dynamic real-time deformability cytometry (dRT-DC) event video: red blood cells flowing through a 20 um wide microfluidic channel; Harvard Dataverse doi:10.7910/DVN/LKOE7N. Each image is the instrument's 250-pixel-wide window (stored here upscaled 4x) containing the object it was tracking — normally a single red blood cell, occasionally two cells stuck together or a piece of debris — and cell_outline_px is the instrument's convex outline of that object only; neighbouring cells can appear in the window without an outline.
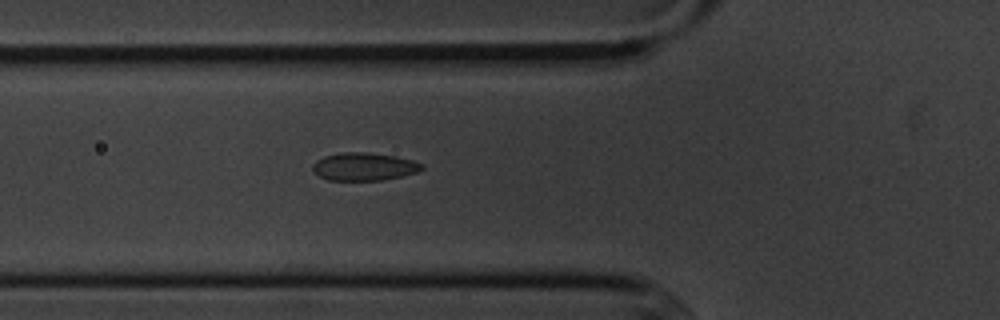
{"species": "common noctule bat (a hibernating species)", "species_latin": "Nyctalus noctula", "temperature_condition": "cold", "stored_images_in_passage": 3, "camera_frame_rate_fps": 3000, "um_per_image_px": 0.085, "animal": {"sex": "male", "body_mass_g": 20.1, "forearm_length_mm": 53.5}, "frame": {"image": 1, "passage_image": 3, "time_ms": 2.333, "image_size_px": [1000, 320], "cell_outline_px": [[424, 168], [416, 172], [400, 176], [380, 180], [328, 180], [312, 172], [312, 164], [316, 160], [324, 156], [340, 152], [368, 152], [396, 156], [412, 160], [424, 164]], "centroid_in_image_um": [30.91, 14.15], "position_along_channel_um": 94.9, "area_um2": 17.8}}